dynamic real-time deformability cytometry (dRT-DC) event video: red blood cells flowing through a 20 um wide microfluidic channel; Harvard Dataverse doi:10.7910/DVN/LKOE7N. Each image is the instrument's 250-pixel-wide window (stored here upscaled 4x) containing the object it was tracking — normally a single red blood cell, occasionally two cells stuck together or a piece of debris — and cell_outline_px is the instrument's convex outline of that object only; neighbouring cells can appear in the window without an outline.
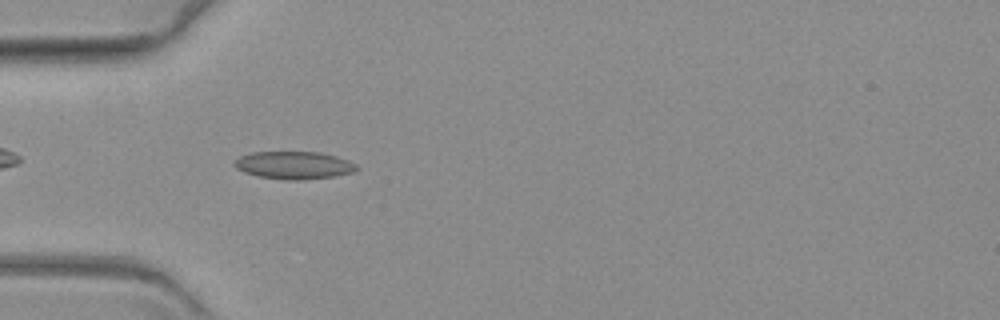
{"species": "common noctule bat (a hibernating species)", "species_latin": "Nyctalus noctula", "temperature_condition": "warm", "stored_images_in_passage": 46, "camera_frame_rate_fps": 3000, "um_per_image_px": 0.085, "animal": {"sex": "female", "body_mass_g": 19.3, "forearm_length_mm": 54.1}, "frame": {"image": 1, "passage_image": 4, "time_ms": 1.0, "image_size_px": [1000, 320], "cell_outline_px": [[360, 168], [356, 172], [336, 176], [300, 180], [284, 180], [256, 176], [244, 172], [236, 168], [232, 164], [240, 156], [252, 152], [320, 152], [336, 156], [348, 160], [356, 164]], "centroid_in_image_um": [25.01, 14.05], "position_along_channel_um": 60.0, "area_um2": 19.94}}
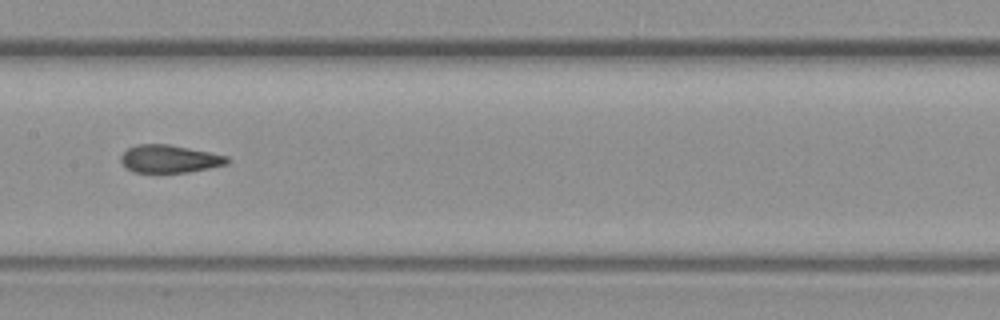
{"frame": {"image": 2, "passage_image": 16, "time_ms": 5.0, "image_size_px": [1000, 320], "cell_outline_px": [[232, 160], [228, 164], [188, 172], [132, 172], [124, 168], [120, 160], [120, 156], [128, 148], [136, 144], [168, 144], [228, 156]], "centroid_in_image_um": [14.38, 13.51], "position_along_channel_um": 193.0, "area_um2": 17.28}}
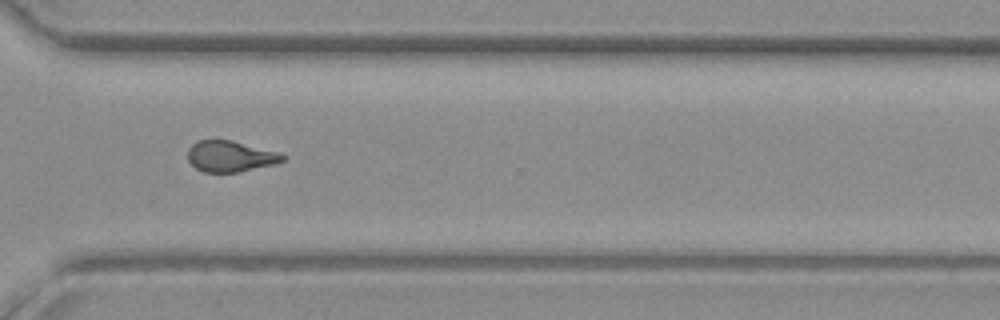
{"frame": {"image": 3, "passage_image": 30, "time_ms": 9.667, "image_size_px": [1000, 320], "cell_outline_px": [[284, 160], [276, 164], [240, 172], [204, 172], [196, 168], [188, 160], [188, 148], [196, 140], [232, 140], [280, 152], [284, 156]], "centroid_in_image_um": [19.59, 13.28], "position_along_channel_um": 351.0, "area_um2": 17.28}}